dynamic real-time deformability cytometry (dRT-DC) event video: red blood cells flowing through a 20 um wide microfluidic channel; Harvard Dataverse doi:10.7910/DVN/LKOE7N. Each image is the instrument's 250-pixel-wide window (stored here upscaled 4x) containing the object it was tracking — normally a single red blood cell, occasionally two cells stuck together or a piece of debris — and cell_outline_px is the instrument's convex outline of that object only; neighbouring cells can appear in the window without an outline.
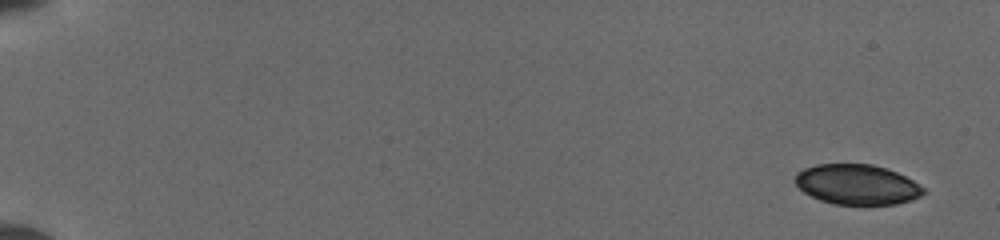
{"species": "common noctule bat (a hibernating species)", "species_latin": "Nyctalus noctula", "temperature_condition": "cold", "stored_images_in_passage": 11, "camera_frame_rate_fps": 3000, "um_per_image_px": 0.085, "animal": {"sex": "female", "body_mass_g": 19.5, "forearm_length_mm": 54.1}, "frame": {"image": 1, "passage_image": 1, "time_ms": 0.0, "image_size_px": [1000, 240], "cell_outline_px": [[928, 192], [912, 200], [896, 204], [832, 204], [820, 200], [804, 192], [796, 184], [796, 172], [804, 168], [816, 164], [872, 164], [896, 172], [912, 180], [924, 188]], "centroid_in_image_um": [72.85, 15.68], "position_along_channel_um": 12.1, "area_um2": 29.88}}